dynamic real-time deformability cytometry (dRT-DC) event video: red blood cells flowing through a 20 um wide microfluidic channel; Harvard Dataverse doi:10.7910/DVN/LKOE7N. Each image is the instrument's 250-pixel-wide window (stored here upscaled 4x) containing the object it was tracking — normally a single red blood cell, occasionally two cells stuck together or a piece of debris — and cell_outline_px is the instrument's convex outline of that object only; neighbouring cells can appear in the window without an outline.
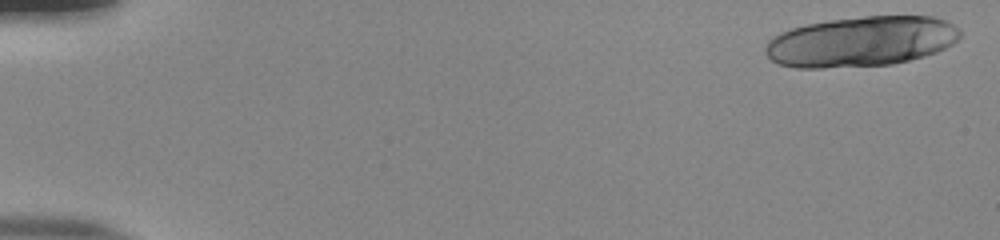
{"species": "human", "species_latin": "Homo sapiens", "temperature_condition": "room temperature", "stored_images_in_passage": 20, "camera_frame_rate_fps": 3000, "um_per_image_px": 0.085, "donor": {"sex": "male"}, "frame": {"image": 1, "passage_image": 1, "time_ms": 0.0, "image_size_px": [1000, 240], "cell_outline_px": [[960, 36], [952, 44], [936, 52], [924, 56], [892, 64], [824, 68], [796, 68], [780, 64], [772, 60], [764, 52], [764, 48], [768, 40], [780, 32], [792, 28], [808, 24], [828, 20], [864, 16], [932, 16], [944, 20], [960, 28]], "centroid_in_image_um": [73.18, 3.53], "position_along_channel_um": 11.8, "area_um2": 56.99}}